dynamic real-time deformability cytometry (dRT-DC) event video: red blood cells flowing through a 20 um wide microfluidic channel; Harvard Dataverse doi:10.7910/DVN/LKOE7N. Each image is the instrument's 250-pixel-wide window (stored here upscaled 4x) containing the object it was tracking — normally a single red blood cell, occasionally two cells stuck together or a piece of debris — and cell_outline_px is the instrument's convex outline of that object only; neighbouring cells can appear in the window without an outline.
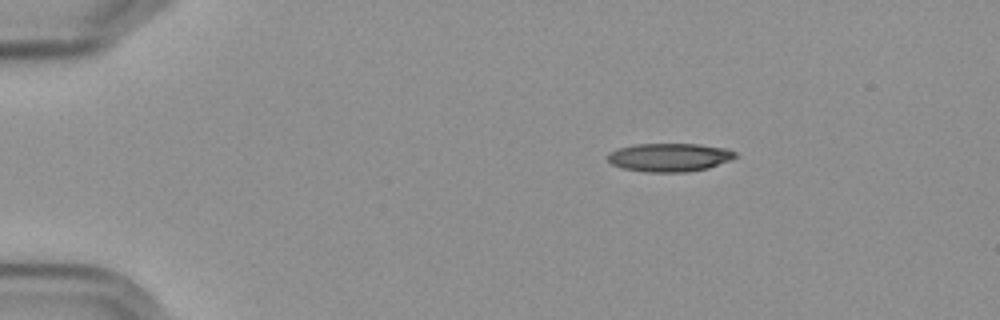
{"species": "Egyptian fruit bat (a non-hibernating species)", "species_latin": "Rousettus aegyptiacus", "temperature_condition": "cold", "stored_images_in_passage": 5, "camera_frame_rate_fps": 3000, "um_per_image_px": 0.085, "frame": {"image": 1, "passage_image": 2, "time_ms": 1.333, "image_size_px": [1000, 320], "cell_outline_px": [[736, 156], [732, 160], [708, 168], [684, 172], [644, 172], [620, 168], [612, 164], [608, 160], [608, 152], [616, 148], [632, 144], [696, 144], [724, 148], [736, 152]], "centroid_in_image_um": [56.85, 13.37], "position_along_channel_um": 28.1, "area_um2": 21.27}}